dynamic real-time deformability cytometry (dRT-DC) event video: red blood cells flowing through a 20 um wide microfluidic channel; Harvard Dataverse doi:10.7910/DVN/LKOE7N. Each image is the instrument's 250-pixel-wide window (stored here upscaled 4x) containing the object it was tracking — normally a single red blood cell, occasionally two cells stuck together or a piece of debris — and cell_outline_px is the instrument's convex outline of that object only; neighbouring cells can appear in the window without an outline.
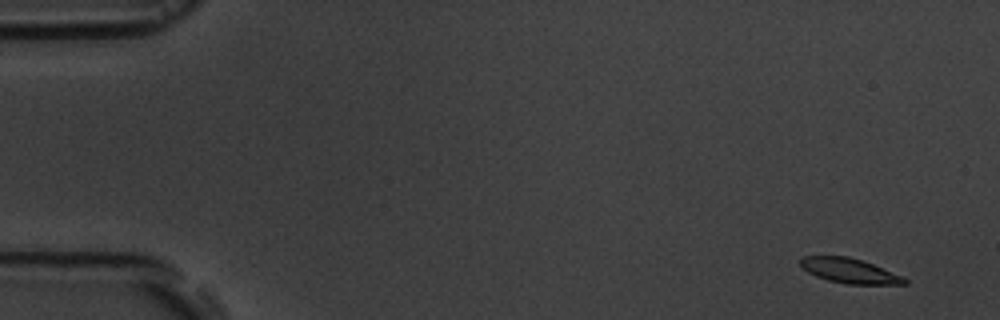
{"species": "common noctule bat (a hibernating species)", "species_latin": "Nyctalus noctula", "temperature_condition": "room temperature", "stored_images_in_passage": 5, "camera_frame_rate_fps": 3000, "um_per_image_px": 0.085, "animal": {"sex": "male", "body_mass_g": 19.5, "forearm_length_mm": 54.6}, "frame": {"image": 1, "passage_image": 1, "time_ms": 0.0, "image_size_px": [1000, 320], "cell_outline_px": [[908, 284], [848, 284], [828, 280], [816, 276], [808, 272], [800, 264], [800, 256], [848, 256], [864, 260], [900, 276], [908, 280]], "centroid_in_image_um": [72.18, 23.0], "position_along_channel_um": 12.8, "area_um2": 14.91}}